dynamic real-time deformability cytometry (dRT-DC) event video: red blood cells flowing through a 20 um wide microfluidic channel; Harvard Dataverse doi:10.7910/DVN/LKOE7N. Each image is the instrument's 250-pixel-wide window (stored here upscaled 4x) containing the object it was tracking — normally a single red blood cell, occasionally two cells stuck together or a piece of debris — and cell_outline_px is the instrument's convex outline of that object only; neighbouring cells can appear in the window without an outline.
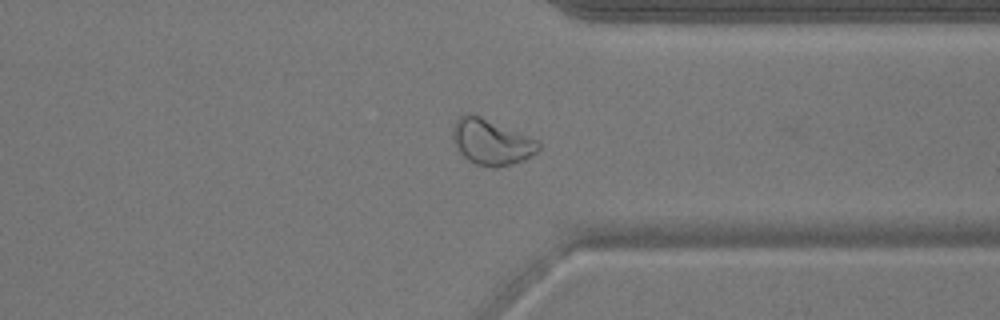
{"species": "common noctule bat (a hibernating species)", "species_latin": "Nyctalus noctula", "temperature_condition": "warm", "stored_images_in_passage": 40, "camera_frame_rate_fps": 3000, "um_per_image_px": 0.085, "animal": {"sex": "male", "body_mass_g": 17.9}, "frame": {"image": 1, "passage_image": 39, "time_ms": 12.667, "image_size_px": [1000, 320], "cell_outline_px": [[540, 148], [536, 152], [524, 160], [512, 164], [496, 168], [492, 168], [476, 164], [468, 160], [460, 152], [452, 140], [452, 128], [456, 120], [464, 112], [472, 112], [540, 140]], "centroid_in_image_um": [41.76, 12.04], "position_along_channel_um": 369.6, "area_um2": 23.29}}